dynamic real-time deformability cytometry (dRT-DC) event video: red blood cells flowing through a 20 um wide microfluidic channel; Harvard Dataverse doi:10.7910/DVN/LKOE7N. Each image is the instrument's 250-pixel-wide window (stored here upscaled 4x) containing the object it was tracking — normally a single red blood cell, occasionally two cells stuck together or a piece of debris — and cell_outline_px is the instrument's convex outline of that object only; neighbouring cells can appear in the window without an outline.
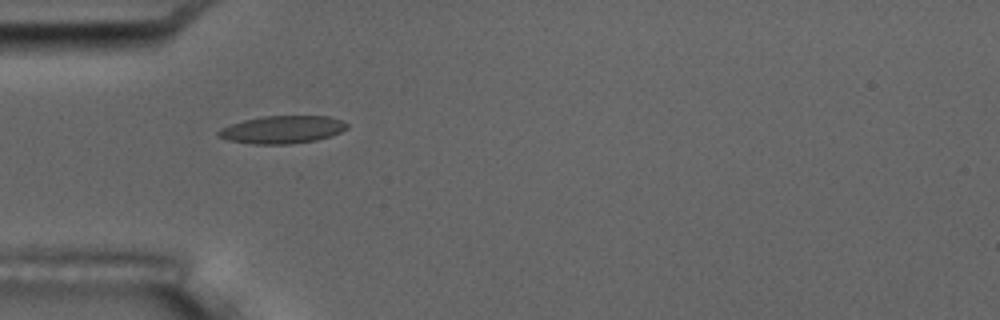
{"species": "common noctule bat (a hibernating species)", "species_latin": "Nyctalus noctula", "temperature_condition": "room temperature", "stored_images_in_passage": 4, "camera_frame_rate_fps": 3000, "um_per_image_px": 0.085, "animal": {"sex": "male", "body_mass_g": 17.5, "forearm_length_mm": 52.3}, "frame": {"image": 1, "passage_image": 1, "time_ms": 0.0, "image_size_px": [1000, 320], "cell_outline_px": [[348, 128], [332, 136], [316, 140], [292, 144], [252, 144], [228, 140], [216, 136], [216, 132], [220, 128], [244, 120], [264, 116], [328, 116], [340, 120], [348, 124]], "centroid_in_image_um": [23.98, 11.02], "position_along_channel_um": 61.0, "area_um2": 20.81}}